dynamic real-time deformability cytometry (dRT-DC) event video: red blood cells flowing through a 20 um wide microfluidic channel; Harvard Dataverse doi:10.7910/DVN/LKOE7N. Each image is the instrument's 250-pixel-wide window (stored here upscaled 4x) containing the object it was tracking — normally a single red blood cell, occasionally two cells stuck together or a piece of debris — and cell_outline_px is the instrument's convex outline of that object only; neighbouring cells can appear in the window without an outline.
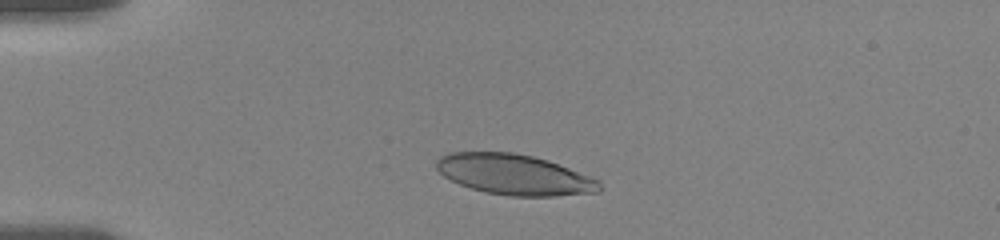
{"species": "human", "species_latin": "Homo sapiens", "temperature_condition": "room temperature", "stored_images_in_passage": 10, "camera_frame_rate_fps": 3000, "um_per_image_px": 0.085, "donor": {"sex": "female"}, "frame": {"image": 1, "passage_image": 4, "time_ms": 2.0, "image_size_px": [1000, 240], "cell_outline_px": [[600, 192], [556, 196], [512, 196], [488, 192], [472, 188], [460, 184], [444, 176], [436, 168], [436, 160], [440, 156], [448, 152], [512, 152], [532, 156], [548, 160], [600, 180]], "centroid_in_image_um": [43.72, 14.83], "position_along_channel_um": 41.3, "area_um2": 38.32}}
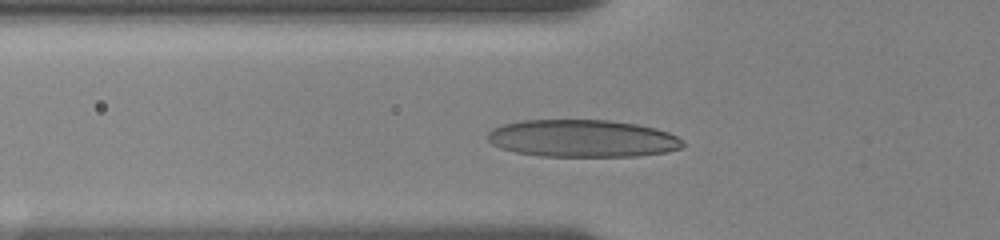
{"frame": {"image": 2, "passage_image": 7, "time_ms": 4.0, "image_size_px": [1000, 240], "cell_outline_px": [[684, 144], [680, 148], [668, 152], [636, 156], [540, 156], [516, 152], [500, 148], [492, 144], [484, 136], [492, 128], [504, 124], [524, 120], [608, 120], [636, 124], [656, 128], [668, 132], [684, 140]], "centroid_in_image_um": [49.49, 11.77], "position_along_channel_um": 76.3, "area_um2": 42.71}}
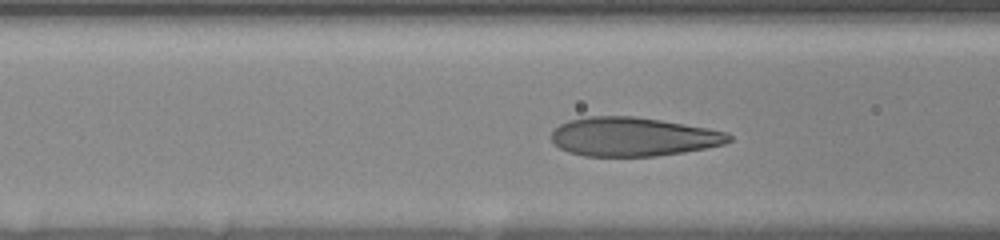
{"frame": {"image": 3, "passage_image": 9, "time_ms": 5.0, "image_size_px": [1000, 240], "cell_outline_px": [[732, 140], [724, 144], [684, 152], [656, 156], [584, 156], [568, 152], [560, 148], [552, 140], [552, 132], [560, 124], [568, 120], [588, 116], [636, 116], [708, 128], [728, 132], [732, 136]], "centroid_in_image_um": [53.82, 11.62], "position_along_channel_um": 112.8, "area_um2": 40.23}}